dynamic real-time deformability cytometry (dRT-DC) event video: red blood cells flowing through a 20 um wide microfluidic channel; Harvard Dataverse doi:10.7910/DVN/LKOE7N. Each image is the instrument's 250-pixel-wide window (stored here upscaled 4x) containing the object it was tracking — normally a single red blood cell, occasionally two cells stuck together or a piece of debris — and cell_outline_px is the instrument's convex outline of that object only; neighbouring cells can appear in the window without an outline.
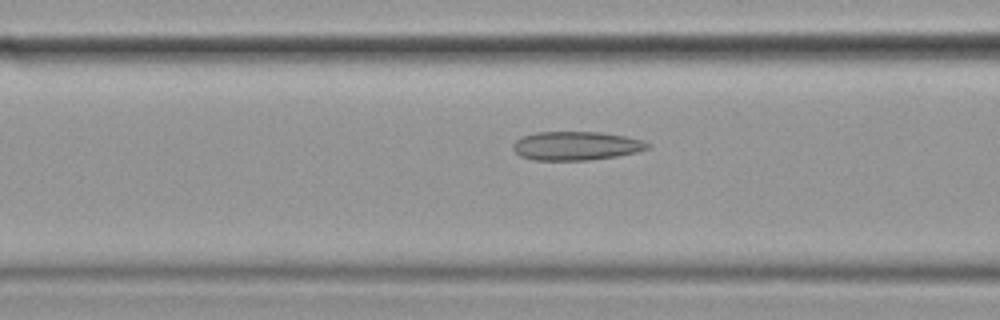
{"species": "common noctule bat (a hibernating species)", "species_latin": "Nyctalus noctula", "temperature_condition": "cold", "stored_images_in_passage": 42, "camera_frame_rate_fps": 3000, "um_per_image_px": 0.085, "animal": {"sex": "female", "body_mass_g": 19.9}, "frame": {"image": 1, "passage_image": 11, "time_ms": 3.333, "image_size_px": [1000, 320], "cell_outline_px": [[652, 148], [636, 152], [616, 156], [588, 160], [532, 160], [520, 156], [512, 148], [512, 144], [516, 140], [524, 136], [536, 132], [600, 132], [624, 136], [644, 140], [652, 144]], "centroid_in_image_um": [49.0, 12.39], "position_along_channel_um": 117.6, "area_um2": 22.66}}
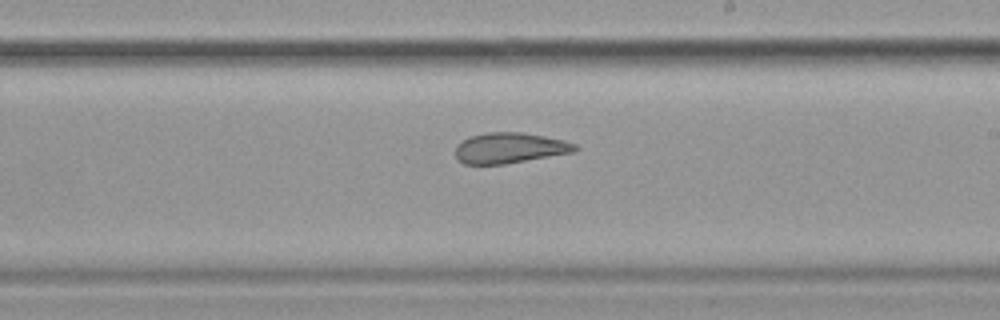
{"frame": {"image": 2, "passage_image": 22, "time_ms": 7.0, "image_size_px": [1000, 320], "cell_outline_px": [[580, 148], [576, 152], [504, 164], [464, 164], [456, 160], [456, 144], [472, 136], [488, 132], [520, 132], [544, 136], [576, 144]], "centroid_in_image_um": [43.33, 12.59], "position_along_channel_um": 245.7, "area_um2": 21.27}}
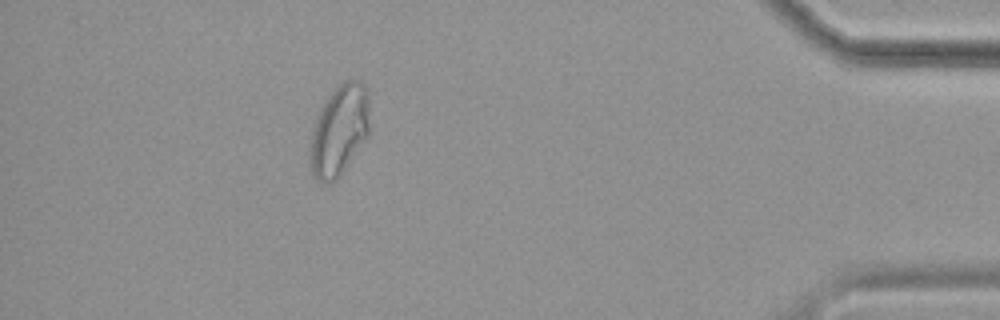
{"frame": {"image": 3, "passage_image": 40, "time_ms": 13.0, "image_size_px": [1000, 320], "cell_outline_px": [[368, 136], [336, 180], [332, 184], [324, 184], [316, 180], [312, 176], [308, 168], [308, 160], [312, 128], [316, 116], [324, 100], [332, 88], [336, 84], [344, 80], [360, 80], [368, 88]], "centroid_in_image_um": [28.78, 11.08], "position_along_channel_um": 406.4, "area_um2": 32.37}, "authors_computed_cell_mechanics": {"area_um2": 23.0333, "velocity_mm_per_s": 3.505, "shape_relaxation_time_tau1_ms": 7.7842, "shape_relaxation_time_tau2_ms": 2.6337, "deformation_change_tau1": 0.1439, "deformation_change_tau2": 0.0909}}